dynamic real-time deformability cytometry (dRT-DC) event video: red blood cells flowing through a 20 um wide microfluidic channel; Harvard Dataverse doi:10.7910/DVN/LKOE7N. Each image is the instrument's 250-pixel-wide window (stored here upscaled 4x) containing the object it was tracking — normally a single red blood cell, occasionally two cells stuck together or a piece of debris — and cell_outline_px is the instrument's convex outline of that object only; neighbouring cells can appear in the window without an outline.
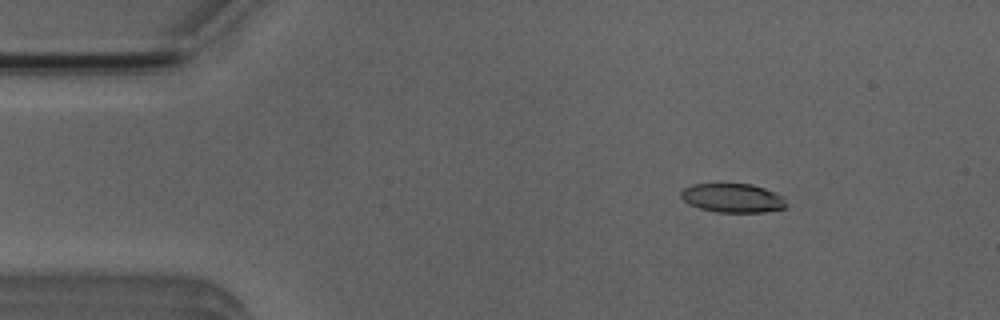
{"species": "Egyptian fruit bat (a non-hibernating species)", "species_latin": "Rousettus aegyptiacus", "temperature_condition": "room temperature", "stored_images_in_passage": 4, "camera_frame_rate_fps": 3000, "um_per_image_px": 0.085, "animal": {"sex": "male"}, "frame": {"image": 1, "passage_image": 1, "time_ms": 0.0, "image_size_px": [1000, 320], "cell_outline_px": [[784, 208], [764, 212], [716, 212], [700, 208], [688, 204], [680, 196], [680, 192], [684, 188], [692, 184], [752, 184], [764, 188], [784, 196]], "centroid_in_image_um": [62.25, 16.83], "position_along_channel_um": 22.8, "area_um2": 17.69}}
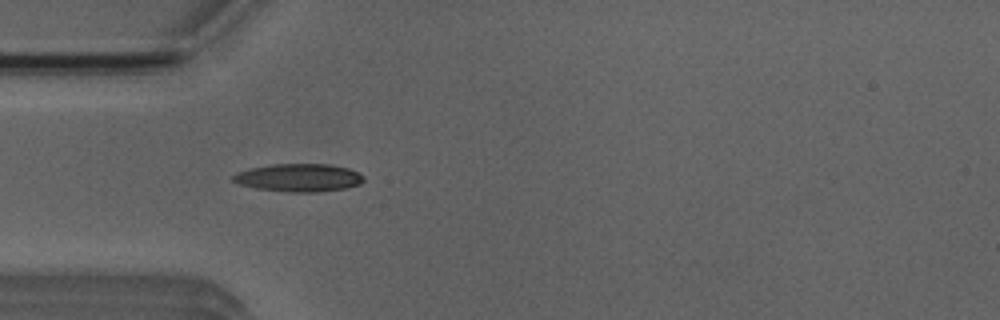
{"frame": {"image": 2, "passage_image": 3, "time_ms": 2.667, "image_size_px": [1000, 320], "cell_outline_px": [[364, 180], [360, 184], [344, 188], [320, 192], [288, 192], [256, 188], [240, 184], [232, 180], [232, 176], [240, 172], [252, 168], [272, 164], [328, 164], [348, 168], [360, 172], [364, 176]], "centroid_in_image_um": [25.45, 15.1], "position_along_channel_um": 59.5, "area_um2": 21.15}}